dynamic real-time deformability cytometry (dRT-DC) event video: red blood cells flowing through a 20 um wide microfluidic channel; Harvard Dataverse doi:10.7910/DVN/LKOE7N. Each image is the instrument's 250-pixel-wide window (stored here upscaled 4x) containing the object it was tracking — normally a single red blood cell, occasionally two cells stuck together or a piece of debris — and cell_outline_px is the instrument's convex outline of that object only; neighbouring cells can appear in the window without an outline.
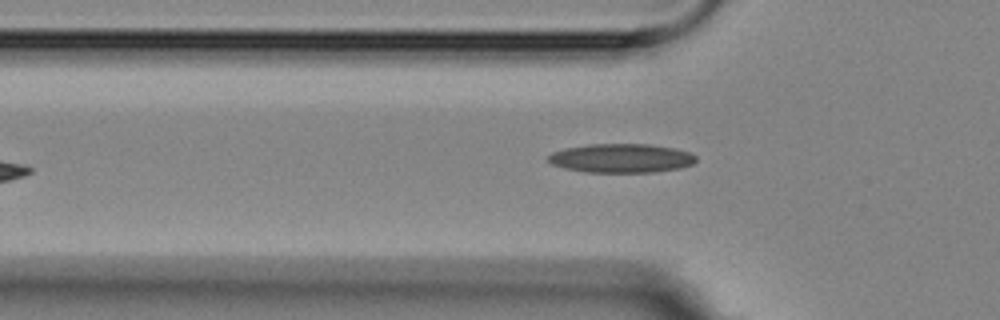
{"species": "Egyptian fruit bat (a non-hibernating species)", "species_latin": "Rousettus aegyptiacus", "temperature_condition": "room temperature", "stored_images_in_passage": 8, "camera_frame_rate_fps": 3000, "um_per_image_px": 0.085, "animal": {"sex": "female"}, "frame": {"image": 1, "passage_image": 4, "time_ms": 5.0, "image_size_px": [1000, 320], "cell_outline_px": [[696, 160], [692, 164], [680, 168], [652, 172], [588, 172], [564, 168], [552, 164], [548, 160], [548, 156], [552, 152], [564, 148], [588, 144], [648, 144], [676, 148], [688, 152], [696, 156]], "centroid_in_image_um": [52.8, 13.44], "position_along_channel_um": 73.0, "area_um2": 24.91}}
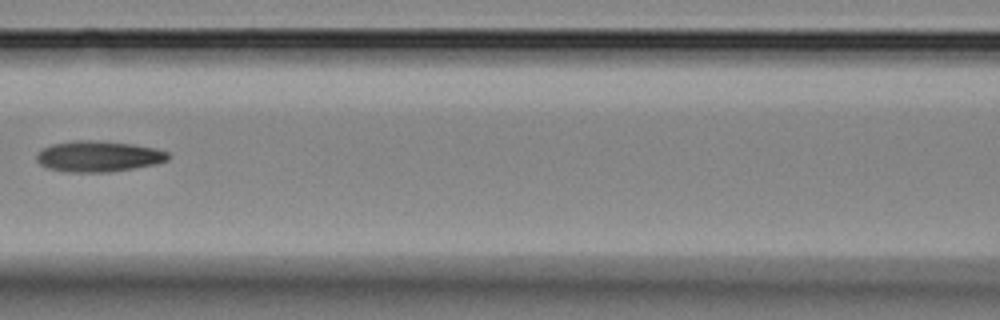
{"frame": {"image": 2, "passage_image": 6, "time_ms": 7.333, "image_size_px": [1000, 320], "cell_outline_px": [[172, 156], [168, 160], [156, 164], [108, 172], [64, 172], [48, 168], [40, 164], [36, 160], [36, 152], [40, 148], [52, 144], [72, 140], [100, 140], [132, 144], [156, 148], [168, 152]], "centroid_in_image_um": [8.34, 13.28], "position_along_channel_um": 158.3, "area_um2": 24.04}}
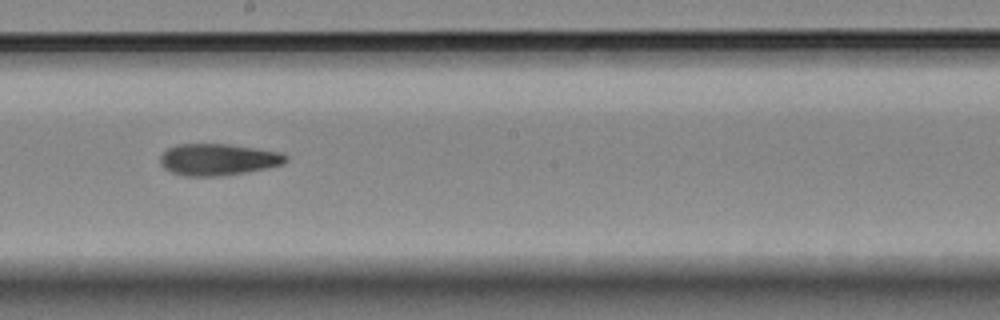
{"frame": {"image": 3, "passage_image": 8, "time_ms": 9.333, "image_size_px": [1000, 320], "cell_outline_px": [[288, 160], [284, 164], [244, 172], [220, 176], [184, 176], [172, 172], [164, 168], [160, 164], [160, 156], [168, 148], [176, 144], [228, 144], [284, 152], [288, 156]], "centroid_in_image_um": [18.55, 13.55], "position_along_channel_um": 229.7, "area_um2": 23.24}}